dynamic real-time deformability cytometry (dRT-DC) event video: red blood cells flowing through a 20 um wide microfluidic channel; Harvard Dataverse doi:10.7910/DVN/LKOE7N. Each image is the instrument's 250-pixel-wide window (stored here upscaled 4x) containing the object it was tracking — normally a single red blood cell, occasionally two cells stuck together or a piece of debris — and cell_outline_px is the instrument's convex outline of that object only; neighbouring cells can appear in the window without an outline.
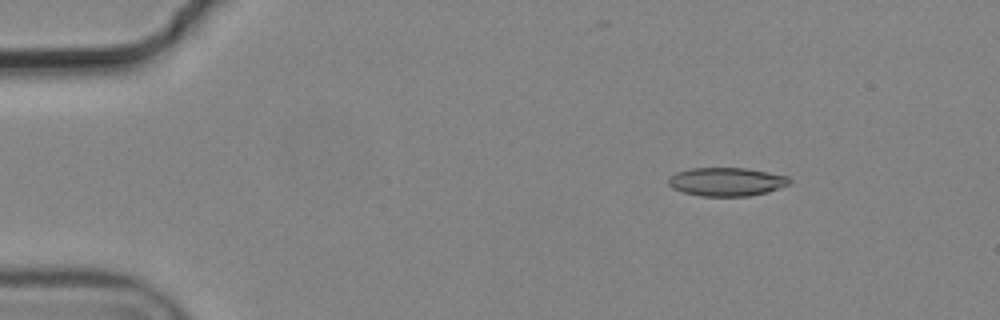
{"species": "common noctule bat (a hibernating species)", "species_latin": "Nyctalus noctula", "temperature_condition": "cold", "stored_images_in_passage": 4, "camera_frame_rate_fps": 3000, "um_per_image_px": 0.085, "animal": {"sex": "male", "body_mass_g": 19.2, "forearm_length_mm": 51.8}, "frame": {"image": 1, "passage_image": 1, "time_ms": 0.0, "image_size_px": [1000, 320], "cell_outline_px": [[792, 180], [788, 184], [768, 192], [748, 196], [700, 196], [684, 192], [672, 188], [668, 184], [668, 176], [676, 172], [692, 168], [748, 168], [788, 176]], "centroid_in_image_um": [61.74, 15.44], "position_along_channel_um": 23.3, "area_um2": 20.17}}
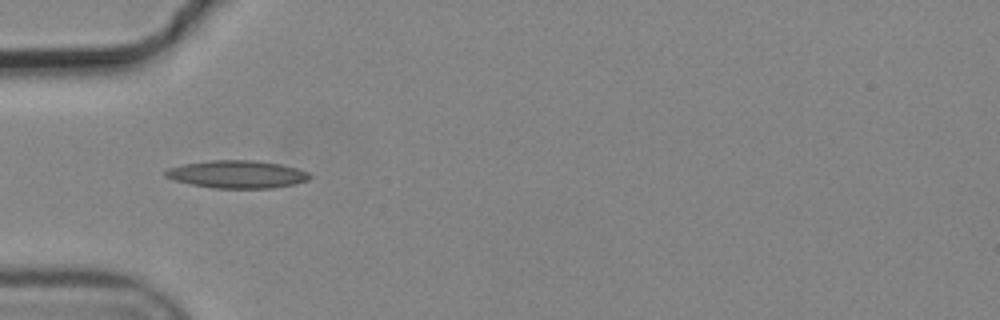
{"frame": {"image": 2, "passage_image": 4, "time_ms": 1.0, "image_size_px": [1000, 320], "cell_outline_px": [[312, 176], [308, 180], [292, 184], [272, 188], [212, 188], [192, 184], [176, 180], [164, 176], [164, 172], [168, 168], [180, 164], [212, 160], [252, 160], [280, 164], [296, 168], [308, 172]], "centroid_in_image_um": [20.13, 14.81], "position_along_channel_um": 64.9, "area_um2": 23.18}}